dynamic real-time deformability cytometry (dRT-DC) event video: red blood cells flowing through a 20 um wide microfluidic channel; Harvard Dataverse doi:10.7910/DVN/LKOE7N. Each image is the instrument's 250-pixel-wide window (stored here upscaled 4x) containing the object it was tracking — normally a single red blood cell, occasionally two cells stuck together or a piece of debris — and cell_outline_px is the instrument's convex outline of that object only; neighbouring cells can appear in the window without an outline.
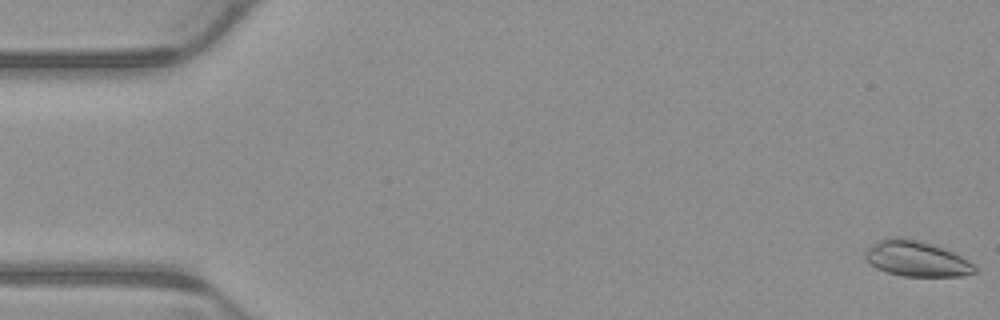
{"species": "common noctule bat (a hibernating species)", "species_latin": "Nyctalus noctula", "temperature_condition": "warm", "stored_images_in_passage": 5, "camera_frame_rate_fps": 3000, "um_per_image_px": 0.085, "animal": {"sex": "male", "body_mass_g": 23.1, "forearm_length_mm": 52.7}, "frame": {"image": 1, "passage_image": 1, "time_ms": 0.0, "image_size_px": [1000, 320], "cell_outline_px": [[980, 272], [964, 276], [904, 276], [888, 272], [876, 268], [864, 260], [864, 252], [872, 244], [880, 240], [892, 236], [896, 236], [916, 240], [944, 248], [968, 260]], "centroid_in_image_um": [77.89, 22.0], "position_along_channel_um": 7.1, "area_um2": 22.66}}
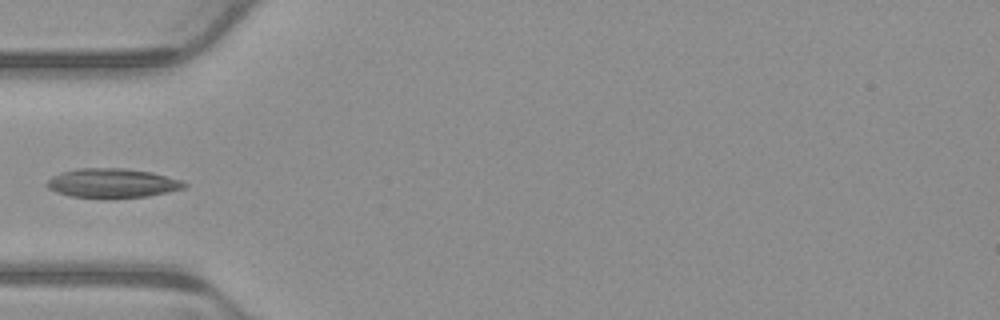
{"frame": {"image": 2, "passage_image": 5, "time_ms": 1.333, "image_size_px": [1000, 320], "cell_outline_px": [[188, 184], [184, 188], [168, 192], [148, 196], [108, 200], [68, 196], [56, 192], [48, 188], [44, 184], [52, 176], [60, 172], [76, 168], [124, 168], [152, 172], [184, 180]], "centroid_in_image_um": [9.54, 15.59], "position_along_channel_um": 75.5, "area_um2": 24.28}}